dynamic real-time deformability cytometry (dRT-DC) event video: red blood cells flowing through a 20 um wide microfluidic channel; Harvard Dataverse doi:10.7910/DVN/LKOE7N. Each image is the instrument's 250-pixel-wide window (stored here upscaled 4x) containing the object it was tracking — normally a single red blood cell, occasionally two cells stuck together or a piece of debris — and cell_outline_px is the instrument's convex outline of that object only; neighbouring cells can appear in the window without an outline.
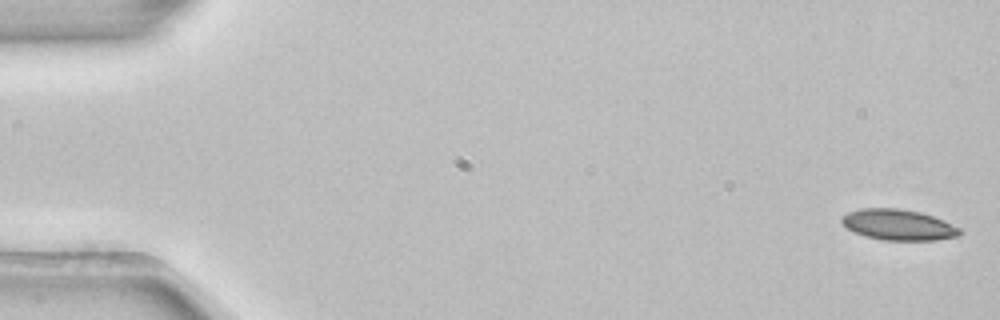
{"species": "common noctule bat (a hibernating species)", "species_latin": "Nyctalus noctula", "temperature_condition": "room temperature", "stored_images_in_passage": 4, "camera_frame_rate_fps": 3000, "um_per_image_px": 0.085, "animal": {"sex": "female", "body_mass_g": 22.7, "forearm_length_mm": 54.2}, "frame": {"image": 1, "passage_image": 1, "time_ms": 0.0, "image_size_px": [1000, 320], "cell_outline_px": [[964, 232], [960, 236], [936, 240], [884, 240], [864, 236], [848, 228], [840, 220], [840, 216], [848, 212], [860, 208], [900, 208], [920, 212], [944, 220], [960, 228]], "centroid_in_image_um": [76.38, 19.1], "position_along_channel_um": 8.6, "area_um2": 21.33}}
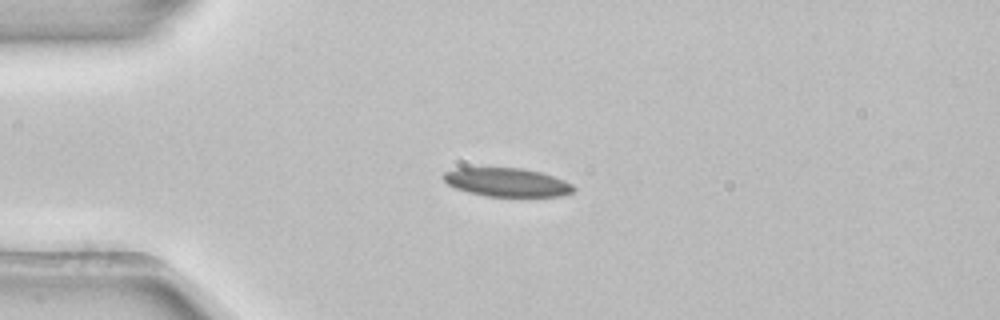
{"frame": {"image": 2, "passage_image": 3, "time_ms": 0.667, "image_size_px": [1000, 320], "cell_outline_px": [[576, 188], [572, 192], [560, 196], [484, 196], [468, 192], [456, 188], [448, 184], [440, 176], [444, 172], [456, 168], [524, 168], [540, 172], [564, 180], [572, 184]], "centroid_in_image_um": [43.07, 15.49], "position_along_channel_um": 41.9, "area_um2": 21.62}}